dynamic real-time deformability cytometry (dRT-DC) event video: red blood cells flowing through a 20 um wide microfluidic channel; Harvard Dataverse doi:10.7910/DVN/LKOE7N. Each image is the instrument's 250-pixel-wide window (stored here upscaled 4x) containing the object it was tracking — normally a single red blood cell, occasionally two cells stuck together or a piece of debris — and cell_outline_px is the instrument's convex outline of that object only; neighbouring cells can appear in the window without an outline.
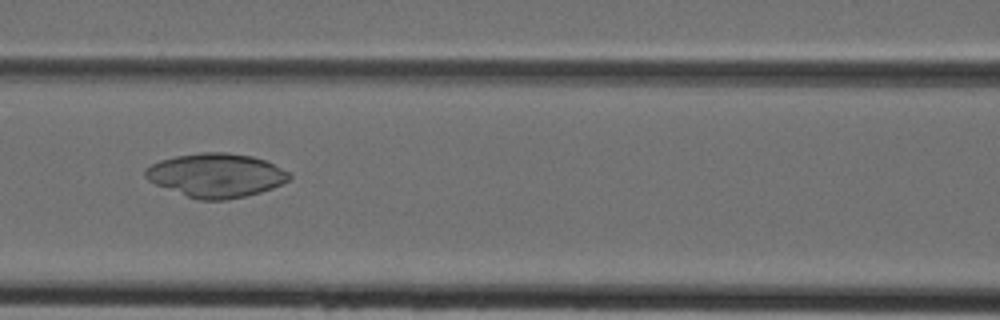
{"species": "Egyptian fruit bat (a non-hibernating species)", "species_latin": "Rousettus aegyptiacus", "temperature_condition": "cold", "stored_images_in_passage": 37, "camera_frame_rate_fps": 3000, "um_per_image_px": 0.085, "animal": {"sex": "female"}, "frame": {"image": 1, "passage_image": 12, "time_ms": 3.667, "image_size_px": [1000, 320], "cell_outline_px": [[292, 176], [288, 180], [272, 188], [260, 192], [244, 196], [224, 200], [200, 200], [188, 196], [156, 184], [148, 180], [144, 176], [144, 168], [160, 160], [176, 156], [200, 152], [228, 152], [252, 156], [264, 160], [292, 172]], "centroid_in_image_um": [18.38, 14.88], "position_along_channel_um": 148.2, "area_um2": 36.7}}
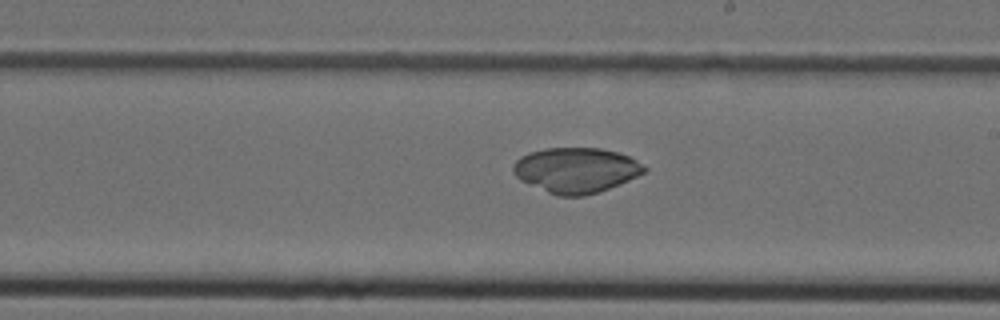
{"frame": {"image": 2, "passage_image": 18, "time_ms": 5.667, "image_size_px": [1000, 320], "cell_outline_px": [[648, 168], [644, 172], [620, 184], [600, 192], [584, 196], [556, 196], [520, 180], [512, 172], [512, 164], [520, 156], [528, 152], [544, 148], [600, 148], [616, 152], [628, 156], [636, 160]], "centroid_in_image_um": [48.92, 14.47], "position_along_channel_um": 240.1, "area_um2": 34.68}}
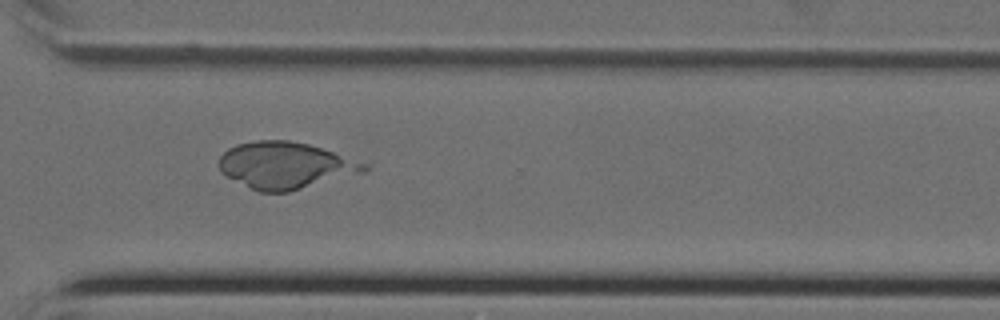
{"frame": {"image": 3, "passage_image": 25, "time_ms": 8.0, "image_size_px": [1000, 320], "cell_outline_px": [[372, 168], [364, 172], [288, 192], [260, 192], [220, 172], [220, 156], [228, 148], [236, 144], [256, 140], [288, 140], [308, 144], [368, 164]], "centroid_in_image_um": [24.26, 14.05], "position_along_channel_um": 346.3, "area_um2": 39.02}}